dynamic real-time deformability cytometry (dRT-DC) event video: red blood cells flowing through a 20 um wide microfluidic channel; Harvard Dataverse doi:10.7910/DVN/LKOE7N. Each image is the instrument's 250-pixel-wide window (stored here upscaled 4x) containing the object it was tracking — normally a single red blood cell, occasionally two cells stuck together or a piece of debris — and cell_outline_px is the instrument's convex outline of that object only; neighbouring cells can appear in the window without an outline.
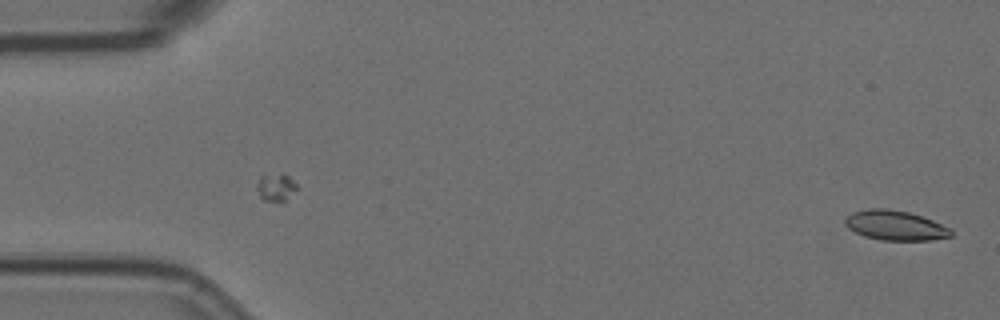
{"species": "Egyptian fruit bat (a non-hibernating species)", "species_latin": "Rousettus aegyptiacus", "temperature_condition": "room temperature", "stored_images_in_passage": 56, "camera_frame_rate_fps": 3000, "um_per_image_px": 0.085, "animal": {"sex": "female"}, "frame": {"image": 1, "passage_image": 1, "time_ms": 0.0, "image_size_px": [1000, 320], "cell_outline_px": [[952, 236], [932, 240], [880, 240], [864, 236], [848, 228], [844, 224], [844, 220], [852, 212], [868, 208], [888, 208], [908, 212], [932, 220], [952, 228]], "centroid_in_image_um": [76.09, 19.16], "position_along_channel_um": 8.9, "area_um2": 18.44}}
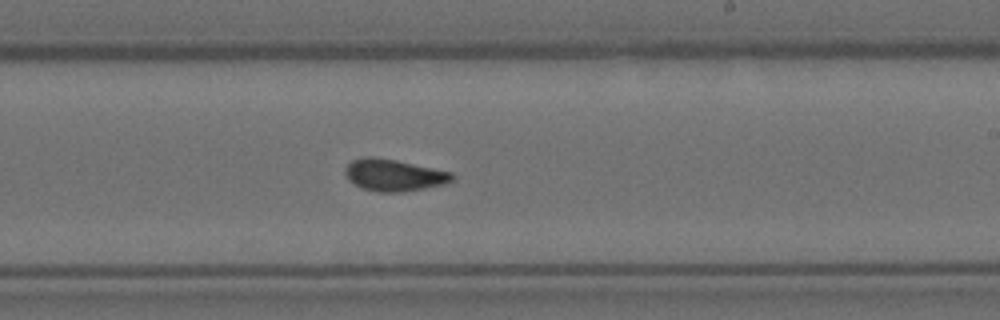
{"frame": {"image": 2, "passage_image": 33, "time_ms": 10.667, "image_size_px": [1000, 320], "cell_outline_px": [[456, 176], [452, 180], [444, 184], [404, 192], [376, 192], [360, 188], [348, 180], [344, 172], [344, 168], [352, 160], [364, 156], [368, 156], [396, 160], [452, 172]], "centroid_in_image_um": [33.45, 14.89], "position_along_channel_um": 255.6, "area_um2": 20.0}}
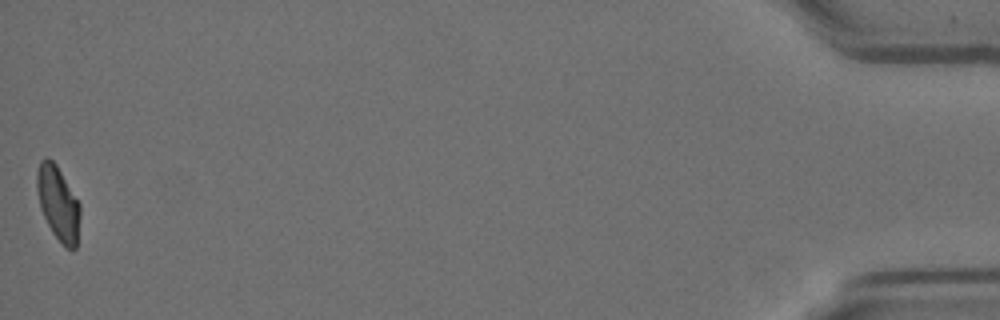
{"frame": {"image": 3, "passage_image": 56, "time_ms": 18.333, "image_size_px": [1000, 320], "cell_outline_px": [[80, 216], [76, 248], [72, 252], [52, 232], [40, 208], [36, 188], [36, 172], [40, 160], [44, 156], [48, 156], [56, 164], [80, 204]], "centroid_in_image_um": [4.92, 17.23], "position_along_channel_um": 430.3, "area_um2": 18.67}, "authors_computed_cell_mechanics": {"area_um2": 19.1029, "velocity_mm_per_s": 3.5768, "shape_relaxation_time_tau1_ms": 5.2151, "shape_relaxation_time_tau2_ms": 1.3542, "deformation_change_tau1": 0.1602, "deformation_change_tau2": 0.0793}}